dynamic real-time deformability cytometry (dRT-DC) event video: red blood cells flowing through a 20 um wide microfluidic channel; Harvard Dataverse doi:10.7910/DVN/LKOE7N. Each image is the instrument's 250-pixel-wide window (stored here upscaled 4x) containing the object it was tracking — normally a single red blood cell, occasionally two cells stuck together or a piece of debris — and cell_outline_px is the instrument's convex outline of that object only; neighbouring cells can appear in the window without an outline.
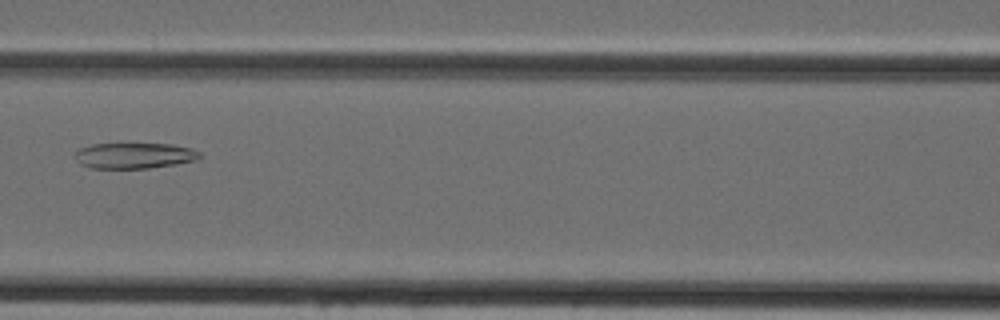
{"species": "Egyptian fruit bat (a non-hibernating species)", "species_latin": "Rousettus aegyptiacus", "temperature_condition": "cold", "stored_images_in_passage": 18, "camera_frame_rate_fps": 3000, "um_per_image_px": 0.085, "animal": {"sex": "female"}, "frame": {"image": 1, "passage_image": 7, "time_ms": 2.0, "image_size_px": [1000, 320], "cell_outline_px": [[204, 156], [196, 160], [176, 164], [148, 168], [88, 168], [80, 164], [76, 160], [76, 152], [80, 148], [92, 144], [172, 144], [192, 148], [200, 152]], "centroid_in_image_um": [11.45, 13.23], "position_along_channel_um": 155.1, "area_um2": 18.79}}
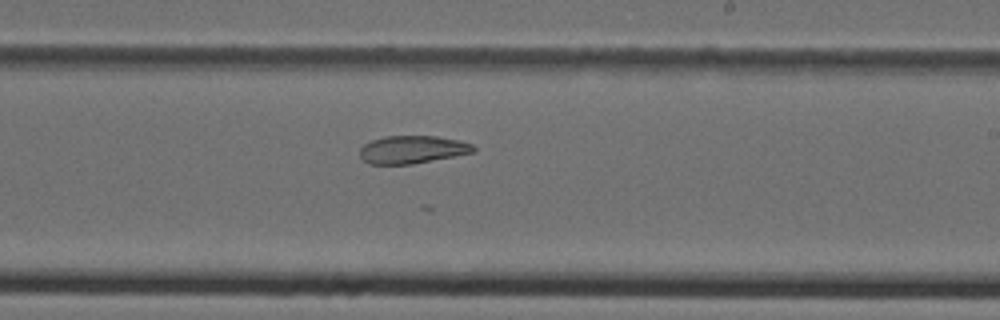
{"frame": {"image": 2, "passage_image": 14, "time_ms": 4.333, "image_size_px": [1000, 320], "cell_outline_px": [[476, 152], [412, 164], [368, 164], [360, 156], [360, 148], [364, 144], [372, 140], [384, 136], [436, 136], [460, 140], [472, 144], [476, 148]], "centroid_in_image_um": [35.06, 12.71], "position_along_channel_um": 253.9, "area_um2": 18.5}}
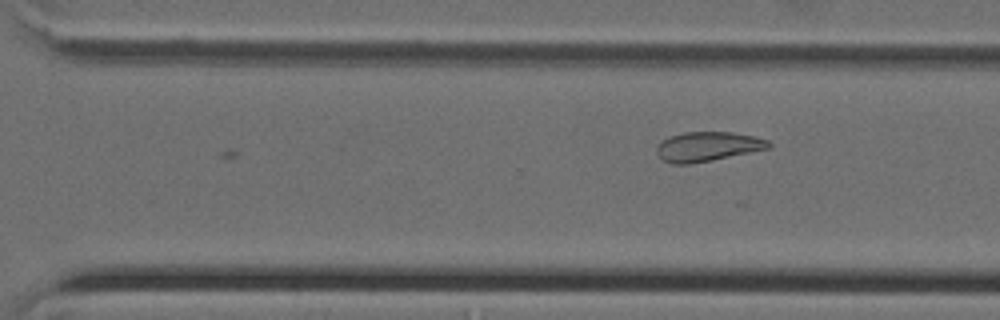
{"frame": {"image": 3, "passage_image": 18, "time_ms": 5.667, "image_size_px": [1000, 320], "cell_outline_px": [[772, 148], [712, 160], [688, 164], [672, 164], [664, 160], [656, 152], [656, 148], [668, 136], [684, 132], [732, 132], [756, 136], [768, 140], [772, 144]], "centroid_in_image_um": [60.2, 12.45], "position_along_channel_um": 310.4, "area_um2": 19.31}}